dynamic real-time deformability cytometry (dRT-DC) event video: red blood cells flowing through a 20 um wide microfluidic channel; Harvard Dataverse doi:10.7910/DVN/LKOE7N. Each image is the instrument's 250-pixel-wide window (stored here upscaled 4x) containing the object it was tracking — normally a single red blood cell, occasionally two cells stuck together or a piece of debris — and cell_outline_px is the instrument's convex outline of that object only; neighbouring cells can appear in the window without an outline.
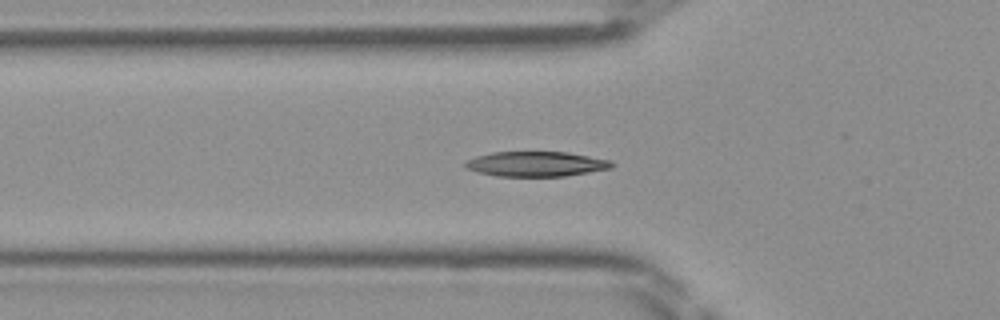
{"species": "Egyptian fruit bat (a non-hibernating species)", "species_latin": "Rousettus aegyptiacus", "temperature_condition": "room temperature", "stored_images_in_passage": 10, "camera_frame_rate_fps": 3000, "um_per_image_px": 0.085, "frame": {"image": 1, "passage_image": 6, "time_ms": 1.667, "image_size_px": [1000, 320], "cell_outline_px": [[616, 164], [612, 168], [564, 176], [496, 176], [476, 172], [468, 168], [464, 164], [468, 160], [476, 156], [492, 152], [568, 152], [612, 160]], "centroid_in_image_um": [45.61, 13.93], "position_along_channel_um": 80.2, "area_um2": 21.33}}
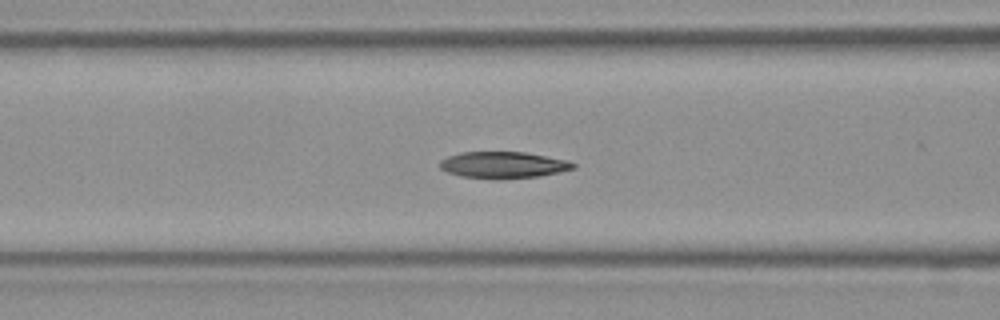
{"frame": {"image": 2, "passage_image": 9, "time_ms": 2.667, "image_size_px": [1000, 320], "cell_outline_px": [[576, 168], [560, 172], [540, 176], [500, 180], [460, 176], [448, 172], [440, 168], [440, 160], [448, 156], [460, 152], [524, 152], [568, 160], [576, 164]], "centroid_in_image_um": [42.79, 14.03], "position_along_channel_um": 123.8, "area_um2": 20.87}}